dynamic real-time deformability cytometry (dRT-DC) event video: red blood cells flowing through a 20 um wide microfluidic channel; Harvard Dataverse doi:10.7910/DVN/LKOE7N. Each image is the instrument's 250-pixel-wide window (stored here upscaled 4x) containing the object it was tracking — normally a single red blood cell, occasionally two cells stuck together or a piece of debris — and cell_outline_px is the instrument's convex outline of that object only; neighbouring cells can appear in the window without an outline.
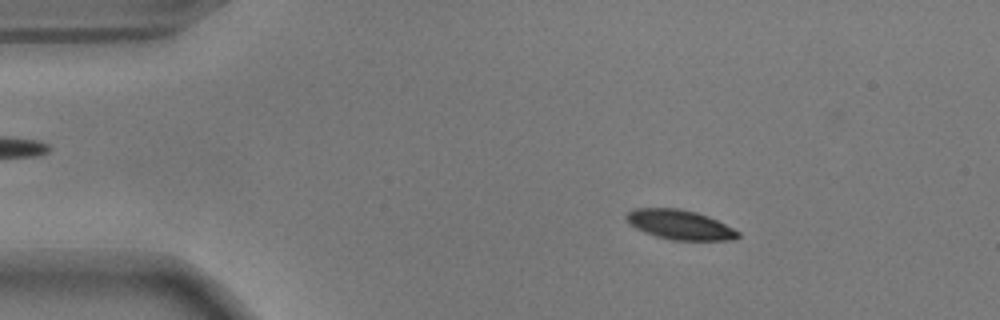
{"species": "common noctule bat (a hibernating species)", "species_latin": "Nyctalus noctula", "temperature_condition": "warm", "stored_images_in_passage": 55, "camera_frame_rate_fps": 3000, "um_per_image_px": 0.085, "animal": {"sex": "male", "body_mass_g": 17.9}, "frame": {"image": 1, "passage_image": 9, "time_ms": 2.667, "image_size_px": [1000, 320], "cell_outline_px": [[740, 236], [732, 240], [672, 240], [656, 236], [644, 232], [636, 228], [624, 216], [632, 208], [680, 208], [696, 212], [708, 216], [740, 232]], "centroid_in_image_um": [57.78, 19.09], "position_along_channel_um": 27.2, "area_um2": 19.13}}
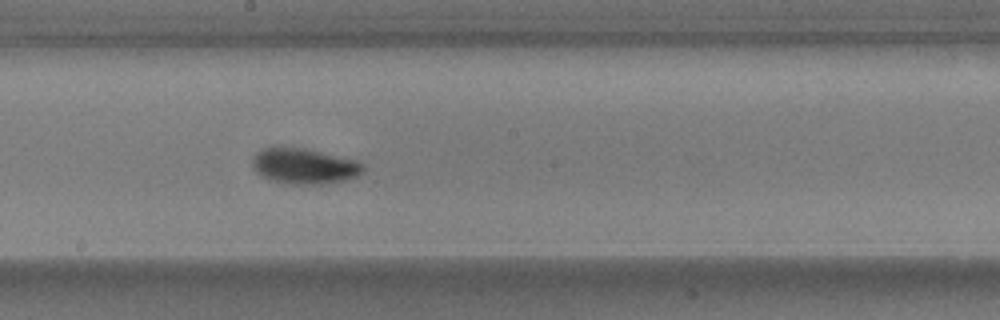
{"frame": {"image": 2, "passage_image": 30, "time_ms": 9.667, "image_size_px": [1000, 320], "cell_outline_px": [[364, 172], [356, 176], [344, 180], [320, 184], [284, 184], [272, 180], [256, 172], [252, 168], [252, 156], [256, 152], [264, 148], [276, 144], [304, 148], [356, 160], [364, 164]], "centroid_in_image_um": [25.8, 14.08], "position_along_channel_um": 222.4, "area_um2": 23.41}}
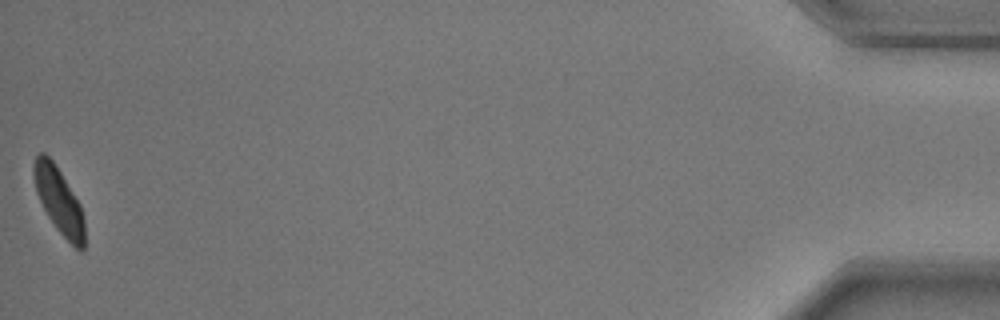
{"frame": {"image": 3, "passage_image": 55, "time_ms": 18.0, "image_size_px": [1000, 320], "cell_outline_px": [[84, 248], [80, 252], [56, 228], [48, 216], [36, 192], [32, 172], [32, 168], [36, 156], [40, 152], [44, 152], [52, 160], [60, 172], [80, 204], [84, 216]], "centroid_in_image_um": [5.0, 17.04], "position_along_channel_um": 430.2, "area_um2": 19.25}, "authors_computed_cell_mechanics": {"area_um2": 20.23, "velocity_mm_per_s": 3.6528, "shape_relaxation_time_tau1_ms": 2.4559, "shape_relaxation_time_tau2_ms": 1.6033, "deformation_change_tau1": 0.1642, "deformation_change_tau2": 0.0613}}